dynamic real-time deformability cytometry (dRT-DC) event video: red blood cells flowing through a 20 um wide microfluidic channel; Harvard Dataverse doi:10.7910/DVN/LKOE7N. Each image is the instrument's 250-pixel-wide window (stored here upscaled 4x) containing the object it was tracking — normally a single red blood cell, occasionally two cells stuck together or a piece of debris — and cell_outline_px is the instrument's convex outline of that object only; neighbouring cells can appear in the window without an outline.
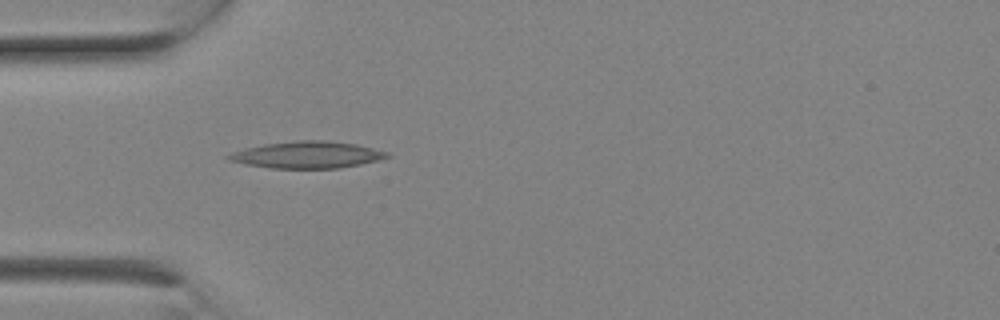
{"species": "Egyptian fruit bat (a non-hibernating species)", "species_latin": "Rousettus aegyptiacus", "temperature_condition": "room temperature", "stored_images_in_passage": 1, "camera_frame_rate_fps": 3000, "um_per_image_px": 0.085, "animal": {"sex": "female"}, "frame": {"image": 1, "passage_image": 1, "time_ms": 0.0, "image_size_px": [1000, 320], "cell_outline_px": [[392, 156], [360, 164], [340, 168], [272, 168], [244, 164], [228, 160], [224, 156], [232, 152], [244, 148], [264, 144], [300, 140], [324, 140], [356, 144], [388, 152]], "centroid_in_image_um": [26.07, 13.16], "position_along_channel_um": 58.9, "area_um2": 24.68}}